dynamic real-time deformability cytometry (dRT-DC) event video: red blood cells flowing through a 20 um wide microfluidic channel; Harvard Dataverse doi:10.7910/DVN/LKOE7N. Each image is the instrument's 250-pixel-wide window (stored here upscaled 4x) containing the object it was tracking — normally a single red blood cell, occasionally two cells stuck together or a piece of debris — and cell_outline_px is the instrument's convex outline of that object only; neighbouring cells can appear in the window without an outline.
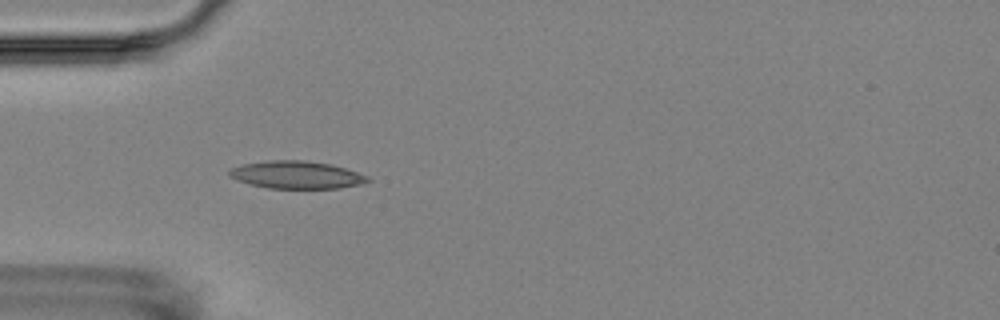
{"species": "Egyptian fruit bat (a non-hibernating species)", "species_latin": "Rousettus aegyptiacus", "temperature_condition": "room temperature", "stored_images_in_passage": 5, "camera_frame_rate_fps": 3000, "um_per_image_px": 0.085, "animal": {"sex": "female"}, "frame": {"image": 1, "passage_image": 4, "time_ms": 3.667, "image_size_px": [1000, 320], "cell_outline_px": [[372, 180], [360, 184], [336, 188], [268, 188], [236, 180], [228, 176], [228, 168], [244, 164], [268, 160], [304, 160], [332, 164], [368, 176]], "centroid_in_image_um": [25.17, 14.85], "position_along_channel_um": 59.8, "area_um2": 22.2}}
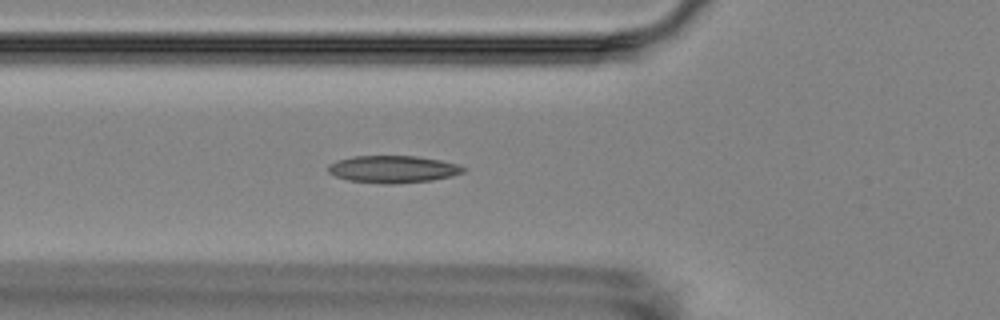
{"frame": {"image": 2, "passage_image": 5, "time_ms": 4.667, "image_size_px": [1000, 320], "cell_outline_px": [[468, 168], [464, 172], [452, 176], [432, 180], [392, 184], [380, 184], [348, 180], [336, 176], [328, 172], [328, 164], [336, 160], [352, 156], [416, 156], [440, 160], [456, 164]], "centroid_in_image_um": [33.39, 14.38], "position_along_channel_um": 92.4, "area_um2": 21.56}}